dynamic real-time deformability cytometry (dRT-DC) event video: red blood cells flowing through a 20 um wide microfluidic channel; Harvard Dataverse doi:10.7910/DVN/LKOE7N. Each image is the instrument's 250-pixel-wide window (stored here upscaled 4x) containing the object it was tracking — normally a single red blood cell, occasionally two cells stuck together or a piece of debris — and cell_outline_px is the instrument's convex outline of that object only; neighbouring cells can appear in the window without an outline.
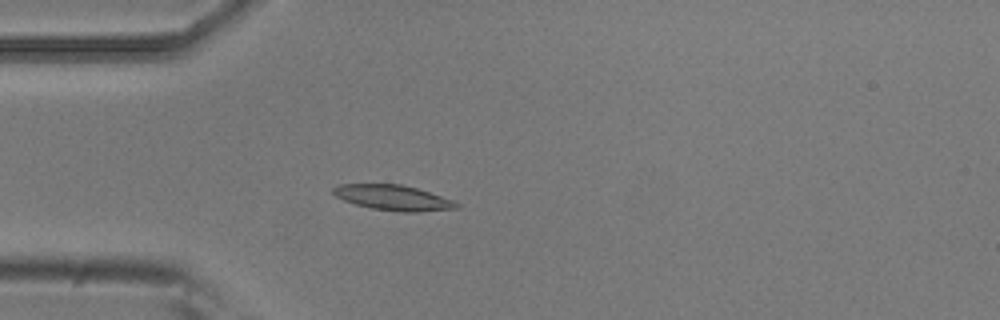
{"species": "common noctule bat (a hibernating species)", "species_latin": "Nyctalus noctula", "temperature_condition": "room temperature", "stored_images_in_passage": 4, "camera_frame_rate_fps": 3000, "um_per_image_px": 0.085, "animal": {"sex": "male", "body_mass_g": 20.5, "forearm_length_mm": 52.5}, "frame": {"image": 1, "passage_image": 4, "time_ms": 1.0, "image_size_px": [1000, 320], "cell_outline_px": [[460, 208], [416, 212], [400, 212], [372, 208], [356, 204], [344, 200], [336, 196], [332, 192], [332, 188], [340, 184], [400, 184], [416, 188], [452, 200], [460, 204]], "centroid_in_image_um": [33.42, 16.81], "position_along_channel_um": 51.6, "area_um2": 17.98}}